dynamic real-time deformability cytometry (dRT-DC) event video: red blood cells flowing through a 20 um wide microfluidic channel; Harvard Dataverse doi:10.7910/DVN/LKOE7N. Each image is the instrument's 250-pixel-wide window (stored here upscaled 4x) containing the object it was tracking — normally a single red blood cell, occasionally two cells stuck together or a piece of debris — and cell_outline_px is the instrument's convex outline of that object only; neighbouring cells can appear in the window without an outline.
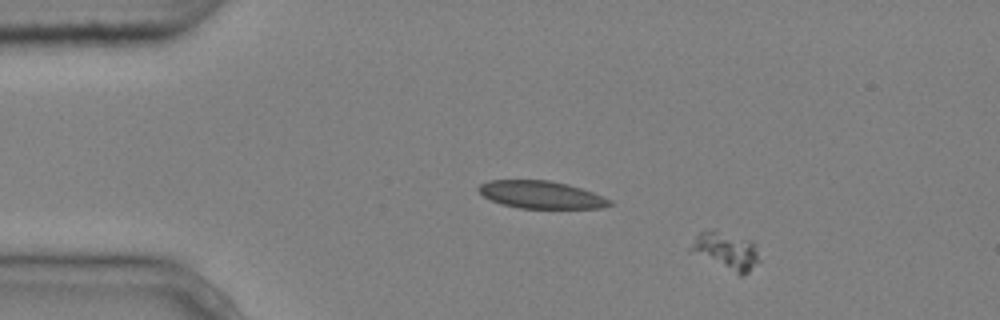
{"species": "common noctule bat (a hibernating species)", "species_latin": "Nyctalus noctula", "temperature_condition": "cold", "stored_images_in_passage": 4, "camera_frame_rate_fps": 3000, "um_per_image_px": 0.085, "animal": {"sex": "male", "body_mass_g": 20.4}, "frame": {"image": 1, "passage_image": 2, "time_ms": 0.333, "image_size_px": [1000, 320], "cell_outline_px": [[760, 260], [744, 276], [740, 276], [688, 252], [688, 248], [696, 236], [700, 232], [716, 232], [752, 240], [756, 244]], "centroid_in_image_um": [61.72, 21.38], "position_along_channel_um": 23.3, "area_um2": 14.91}}